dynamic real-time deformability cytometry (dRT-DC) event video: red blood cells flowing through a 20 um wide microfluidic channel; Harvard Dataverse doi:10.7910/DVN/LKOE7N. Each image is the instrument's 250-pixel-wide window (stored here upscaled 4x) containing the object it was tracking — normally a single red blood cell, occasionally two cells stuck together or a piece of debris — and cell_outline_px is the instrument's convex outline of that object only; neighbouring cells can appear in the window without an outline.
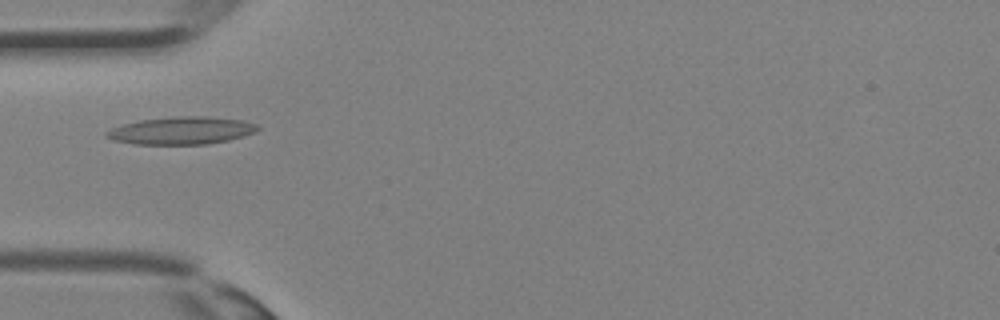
{"species": "Egyptian fruit bat (a non-hibernating species)", "species_latin": "Rousettus aegyptiacus", "temperature_condition": "room temperature", "stored_images_in_passage": 25, "camera_frame_rate_fps": 3000, "um_per_image_px": 0.085, "animal": {"sex": "female"}, "frame": {"image": 1, "passage_image": 1, "time_ms": 0.0, "image_size_px": [1000, 320], "cell_outline_px": [[260, 128], [256, 132], [228, 140], [208, 144], [136, 144], [116, 140], [104, 136], [104, 132], [112, 128], [124, 124], [140, 120], [180, 116], [204, 116], [240, 120], [256, 124]], "centroid_in_image_um": [15.43, 11.1], "position_along_channel_um": 69.6, "area_um2": 23.99}}
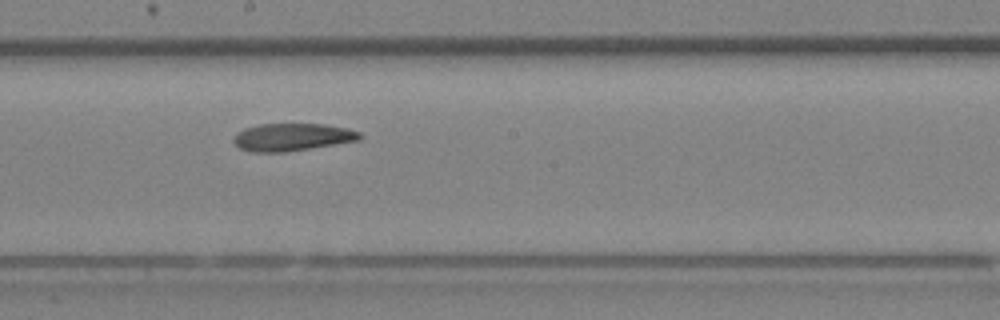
{"frame": {"image": 2, "passage_image": 9, "time_ms": 2.667, "image_size_px": [1000, 320], "cell_outline_px": [[364, 136], [360, 140], [288, 152], [252, 152], [240, 148], [232, 140], [236, 132], [244, 128], [260, 124], [324, 124], [348, 128], [360, 132]], "centroid_in_image_um": [24.85, 11.65], "position_along_channel_um": 223.3, "area_um2": 20.46}}
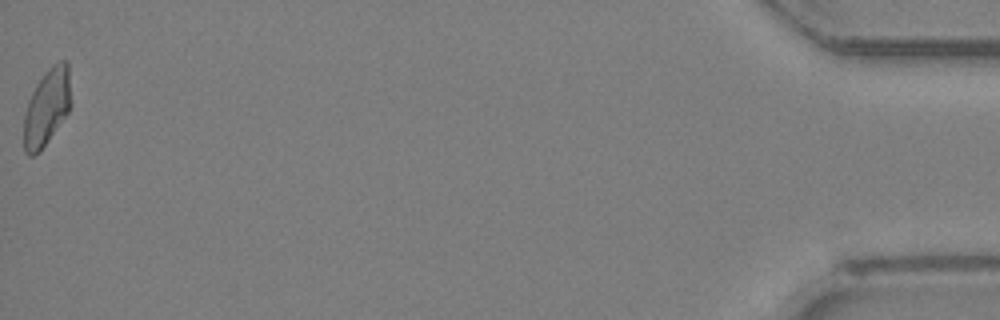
{"frame": {"image": 3, "passage_image": 25, "time_ms": 8.0, "image_size_px": [1000, 320], "cell_outline_px": [[68, 112], [40, 152], [32, 156], [28, 156], [24, 152], [24, 116], [28, 100], [36, 84], [44, 72], [52, 64], [60, 60], [68, 60]], "centroid_in_image_um": [3.93, 9.13], "position_along_channel_um": 431.3, "area_um2": 20.63}}